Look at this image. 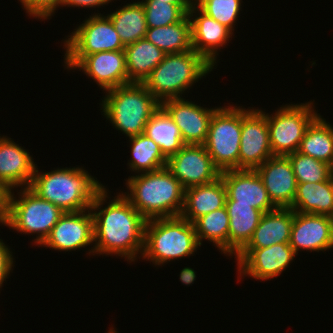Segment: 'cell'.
Masks as SVG:
<instances>
[{
    "label": "cell",
    "instance_id": "obj_31",
    "mask_svg": "<svg viewBox=\"0 0 333 333\" xmlns=\"http://www.w3.org/2000/svg\"><path fill=\"white\" fill-rule=\"evenodd\" d=\"M131 145V158L128 160V169L135 173H146L165 168L167 158L157 145L146 134L128 137Z\"/></svg>",
    "mask_w": 333,
    "mask_h": 333
},
{
    "label": "cell",
    "instance_id": "obj_15",
    "mask_svg": "<svg viewBox=\"0 0 333 333\" xmlns=\"http://www.w3.org/2000/svg\"><path fill=\"white\" fill-rule=\"evenodd\" d=\"M199 15V16H198ZM191 24L193 50L200 54L212 67H216L220 49L225 48L233 32L205 14L194 2L188 12Z\"/></svg>",
    "mask_w": 333,
    "mask_h": 333
},
{
    "label": "cell",
    "instance_id": "obj_33",
    "mask_svg": "<svg viewBox=\"0 0 333 333\" xmlns=\"http://www.w3.org/2000/svg\"><path fill=\"white\" fill-rule=\"evenodd\" d=\"M297 183H316L329 180L331 177L329 164L316 160L298 151L287 155Z\"/></svg>",
    "mask_w": 333,
    "mask_h": 333
},
{
    "label": "cell",
    "instance_id": "obj_28",
    "mask_svg": "<svg viewBox=\"0 0 333 333\" xmlns=\"http://www.w3.org/2000/svg\"><path fill=\"white\" fill-rule=\"evenodd\" d=\"M144 134L159 145L162 154L167 159L185 145L180 129L161 106L150 117Z\"/></svg>",
    "mask_w": 333,
    "mask_h": 333
},
{
    "label": "cell",
    "instance_id": "obj_19",
    "mask_svg": "<svg viewBox=\"0 0 333 333\" xmlns=\"http://www.w3.org/2000/svg\"><path fill=\"white\" fill-rule=\"evenodd\" d=\"M255 170L261 177L272 203L279 208H290L298 183L289 158L272 156Z\"/></svg>",
    "mask_w": 333,
    "mask_h": 333
},
{
    "label": "cell",
    "instance_id": "obj_27",
    "mask_svg": "<svg viewBox=\"0 0 333 333\" xmlns=\"http://www.w3.org/2000/svg\"><path fill=\"white\" fill-rule=\"evenodd\" d=\"M145 38L166 54L193 50L191 24L188 14L178 23L147 28Z\"/></svg>",
    "mask_w": 333,
    "mask_h": 333
},
{
    "label": "cell",
    "instance_id": "obj_4",
    "mask_svg": "<svg viewBox=\"0 0 333 333\" xmlns=\"http://www.w3.org/2000/svg\"><path fill=\"white\" fill-rule=\"evenodd\" d=\"M105 92L100 110L127 137L144 133L150 117L161 106L143 83L131 82Z\"/></svg>",
    "mask_w": 333,
    "mask_h": 333
},
{
    "label": "cell",
    "instance_id": "obj_5",
    "mask_svg": "<svg viewBox=\"0 0 333 333\" xmlns=\"http://www.w3.org/2000/svg\"><path fill=\"white\" fill-rule=\"evenodd\" d=\"M199 247L194 224L181 216L146 222L142 258L155 266L190 257Z\"/></svg>",
    "mask_w": 333,
    "mask_h": 333
},
{
    "label": "cell",
    "instance_id": "obj_13",
    "mask_svg": "<svg viewBox=\"0 0 333 333\" xmlns=\"http://www.w3.org/2000/svg\"><path fill=\"white\" fill-rule=\"evenodd\" d=\"M166 168L185 189L210 183L221 174L203 144H185L167 159Z\"/></svg>",
    "mask_w": 333,
    "mask_h": 333
},
{
    "label": "cell",
    "instance_id": "obj_3",
    "mask_svg": "<svg viewBox=\"0 0 333 333\" xmlns=\"http://www.w3.org/2000/svg\"><path fill=\"white\" fill-rule=\"evenodd\" d=\"M125 184L121 193L146 220L181 215L185 188L166 167L129 176Z\"/></svg>",
    "mask_w": 333,
    "mask_h": 333
},
{
    "label": "cell",
    "instance_id": "obj_26",
    "mask_svg": "<svg viewBox=\"0 0 333 333\" xmlns=\"http://www.w3.org/2000/svg\"><path fill=\"white\" fill-rule=\"evenodd\" d=\"M292 210L333 217V189L331 178L323 182L298 183Z\"/></svg>",
    "mask_w": 333,
    "mask_h": 333
},
{
    "label": "cell",
    "instance_id": "obj_32",
    "mask_svg": "<svg viewBox=\"0 0 333 333\" xmlns=\"http://www.w3.org/2000/svg\"><path fill=\"white\" fill-rule=\"evenodd\" d=\"M197 240L213 242L222 254L228 256L229 216L226 207L212 211L198 218L194 223Z\"/></svg>",
    "mask_w": 333,
    "mask_h": 333
},
{
    "label": "cell",
    "instance_id": "obj_25",
    "mask_svg": "<svg viewBox=\"0 0 333 333\" xmlns=\"http://www.w3.org/2000/svg\"><path fill=\"white\" fill-rule=\"evenodd\" d=\"M124 51L128 83H143L166 54L146 38L126 45Z\"/></svg>",
    "mask_w": 333,
    "mask_h": 333
},
{
    "label": "cell",
    "instance_id": "obj_18",
    "mask_svg": "<svg viewBox=\"0 0 333 333\" xmlns=\"http://www.w3.org/2000/svg\"><path fill=\"white\" fill-rule=\"evenodd\" d=\"M220 177L226 187V201L251 205L263 213L277 208L270 200L264 183L256 170H226L221 172Z\"/></svg>",
    "mask_w": 333,
    "mask_h": 333
},
{
    "label": "cell",
    "instance_id": "obj_40",
    "mask_svg": "<svg viewBox=\"0 0 333 333\" xmlns=\"http://www.w3.org/2000/svg\"><path fill=\"white\" fill-rule=\"evenodd\" d=\"M179 279L183 284L190 286L196 280V272L190 267H185L181 270Z\"/></svg>",
    "mask_w": 333,
    "mask_h": 333
},
{
    "label": "cell",
    "instance_id": "obj_38",
    "mask_svg": "<svg viewBox=\"0 0 333 333\" xmlns=\"http://www.w3.org/2000/svg\"><path fill=\"white\" fill-rule=\"evenodd\" d=\"M114 0H63L62 7L99 8Z\"/></svg>",
    "mask_w": 333,
    "mask_h": 333
},
{
    "label": "cell",
    "instance_id": "obj_29",
    "mask_svg": "<svg viewBox=\"0 0 333 333\" xmlns=\"http://www.w3.org/2000/svg\"><path fill=\"white\" fill-rule=\"evenodd\" d=\"M124 46L146 36L147 25L142 2H132L107 14Z\"/></svg>",
    "mask_w": 333,
    "mask_h": 333
},
{
    "label": "cell",
    "instance_id": "obj_17",
    "mask_svg": "<svg viewBox=\"0 0 333 333\" xmlns=\"http://www.w3.org/2000/svg\"><path fill=\"white\" fill-rule=\"evenodd\" d=\"M289 244L296 255L301 250L319 252L333 248L332 217L294 211Z\"/></svg>",
    "mask_w": 333,
    "mask_h": 333
},
{
    "label": "cell",
    "instance_id": "obj_21",
    "mask_svg": "<svg viewBox=\"0 0 333 333\" xmlns=\"http://www.w3.org/2000/svg\"><path fill=\"white\" fill-rule=\"evenodd\" d=\"M30 152L8 136H0V183L9 191L29 187L37 164Z\"/></svg>",
    "mask_w": 333,
    "mask_h": 333
},
{
    "label": "cell",
    "instance_id": "obj_1",
    "mask_svg": "<svg viewBox=\"0 0 333 333\" xmlns=\"http://www.w3.org/2000/svg\"><path fill=\"white\" fill-rule=\"evenodd\" d=\"M105 187L96 194L90 208L94 222L95 245L87 254L116 255L124 257L130 263L135 262L143 253L147 220L122 193L119 192L111 200ZM106 198H110L109 202Z\"/></svg>",
    "mask_w": 333,
    "mask_h": 333
},
{
    "label": "cell",
    "instance_id": "obj_14",
    "mask_svg": "<svg viewBox=\"0 0 333 333\" xmlns=\"http://www.w3.org/2000/svg\"><path fill=\"white\" fill-rule=\"evenodd\" d=\"M94 244V222L90 209L65 212L40 245L58 251H76Z\"/></svg>",
    "mask_w": 333,
    "mask_h": 333
},
{
    "label": "cell",
    "instance_id": "obj_39",
    "mask_svg": "<svg viewBox=\"0 0 333 333\" xmlns=\"http://www.w3.org/2000/svg\"><path fill=\"white\" fill-rule=\"evenodd\" d=\"M9 190L0 183V224L4 225L7 216Z\"/></svg>",
    "mask_w": 333,
    "mask_h": 333
},
{
    "label": "cell",
    "instance_id": "obj_42",
    "mask_svg": "<svg viewBox=\"0 0 333 333\" xmlns=\"http://www.w3.org/2000/svg\"><path fill=\"white\" fill-rule=\"evenodd\" d=\"M329 170H330V174L333 176V155H332V159L329 163Z\"/></svg>",
    "mask_w": 333,
    "mask_h": 333
},
{
    "label": "cell",
    "instance_id": "obj_10",
    "mask_svg": "<svg viewBox=\"0 0 333 333\" xmlns=\"http://www.w3.org/2000/svg\"><path fill=\"white\" fill-rule=\"evenodd\" d=\"M312 101L281 105L275 113H266L274 156H287L298 151L308 125L319 114Z\"/></svg>",
    "mask_w": 333,
    "mask_h": 333
},
{
    "label": "cell",
    "instance_id": "obj_41",
    "mask_svg": "<svg viewBox=\"0 0 333 333\" xmlns=\"http://www.w3.org/2000/svg\"><path fill=\"white\" fill-rule=\"evenodd\" d=\"M166 3L178 5L186 14H188L193 0H159Z\"/></svg>",
    "mask_w": 333,
    "mask_h": 333
},
{
    "label": "cell",
    "instance_id": "obj_20",
    "mask_svg": "<svg viewBox=\"0 0 333 333\" xmlns=\"http://www.w3.org/2000/svg\"><path fill=\"white\" fill-rule=\"evenodd\" d=\"M96 82L98 87L109 89L128 84L125 51H103L85 56L74 68Z\"/></svg>",
    "mask_w": 333,
    "mask_h": 333
},
{
    "label": "cell",
    "instance_id": "obj_9",
    "mask_svg": "<svg viewBox=\"0 0 333 333\" xmlns=\"http://www.w3.org/2000/svg\"><path fill=\"white\" fill-rule=\"evenodd\" d=\"M242 130V106H219L213 113L203 144L221 171L238 169Z\"/></svg>",
    "mask_w": 333,
    "mask_h": 333
},
{
    "label": "cell",
    "instance_id": "obj_30",
    "mask_svg": "<svg viewBox=\"0 0 333 333\" xmlns=\"http://www.w3.org/2000/svg\"><path fill=\"white\" fill-rule=\"evenodd\" d=\"M298 152L330 163L333 155V127L320 114L308 125Z\"/></svg>",
    "mask_w": 333,
    "mask_h": 333
},
{
    "label": "cell",
    "instance_id": "obj_43",
    "mask_svg": "<svg viewBox=\"0 0 333 333\" xmlns=\"http://www.w3.org/2000/svg\"><path fill=\"white\" fill-rule=\"evenodd\" d=\"M110 330L107 332V333H117V331H115V329L114 328H109Z\"/></svg>",
    "mask_w": 333,
    "mask_h": 333
},
{
    "label": "cell",
    "instance_id": "obj_37",
    "mask_svg": "<svg viewBox=\"0 0 333 333\" xmlns=\"http://www.w3.org/2000/svg\"><path fill=\"white\" fill-rule=\"evenodd\" d=\"M14 257L12 251L2 239H0V288H2L4 281L10 276L13 271ZM1 290V289H0Z\"/></svg>",
    "mask_w": 333,
    "mask_h": 333
},
{
    "label": "cell",
    "instance_id": "obj_8",
    "mask_svg": "<svg viewBox=\"0 0 333 333\" xmlns=\"http://www.w3.org/2000/svg\"><path fill=\"white\" fill-rule=\"evenodd\" d=\"M83 22L63 41L64 66L69 70L87 55L125 48L108 15L94 12Z\"/></svg>",
    "mask_w": 333,
    "mask_h": 333
},
{
    "label": "cell",
    "instance_id": "obj_36",
    "mask_svg": "<svg viewBox=\"0 0 333 333\" xmlns=\"http://www.w3.org/2000/svg\"><path fill=\"white\" fill-rule=\"evenodd\" d=\"M28 16L35 19H50L57 7H62L63 0H18Z\"/></svg>",
    "mask_w": 333,
    "mask_h": 333
},
{
    "label": "cell",
    "instance_id": "obj_11",
    "mask_svg": "<svg viewBox=\"0 0 333 333\" xmlns=\"http://www.w3.org/2000/svg\"><path fill=\"white\" fill-rule=\"evenodd\" d=\"M272 156L265 110L242 107L238 169L255 170Z\"/></svg>",
    "mask_w": 333,
    "mask_h": 333
},
{
    "label": "cell",
    "instance_id": "obj_6",
    "mask_svg": "<svg viewBox=\"0 0 333 333\" xmlns=\"http://www.w3.org/2000/svg\"><path fill=\"white\" fill-rule=\"evenodd\" d=\"M213 69L216 68L194 50L165 54L143 84L162 103L182 98L187 89L190 90L194 83L205 78Z\"/></svg>",
    "mask_w": 333,
    "mask_h": 333
},
{
    "label": "cell",
    "instance_id": "obj_2",
    "mask_svg": "<svg viewBox=\"0 0 333 333\" xmlns=\"http://www.w3.org/2000/svg\"><path fill=\"white\" fill-rule=\"evenodd\" d=\"M37 167L28 188L63 212L90 209L96 194L104 187L82 166L56 168L43 173Z\"/></svg>",
    "mask_w": 333,
    "mask_h": 333
},
{
    "label": "cell",
    "instance_id": "obj_7",
    "mask_svg": "<svg viewBox=\"0 0 333 333\" xmlns=\"http://www.w3.org/2000/svg\"><path fill=\"white\" fill-rule=\"evenodd\" d=\"M19 191L21 192L17 193L18 198L13 190L9 191L4 226L21 234H36L33 241L40 247L65 212L51 202L38 197L28 187L21 188Z\"/></svg>",
    "mask_w": 333,
    "mask_h": 333
},
{
    "label": "cell",
    "instance_id": "obj_34",
    "mask_svg": "<svg viewBox=\"0 0 333 333\" xmlns=\"http://www.w3.org/2000/svg\"><path fill=\"white\" fill-rule=\"evenodd\" d=\"M147 28L180 22L187 14L178 6L159 0H142Z\"/></svg>",
    "mask_w": 333,
    "mask_h": 333
},
{
    "label": "cell",
    "instance_id": "obj_24",
    "mask_svg": "<svg viewBox=\"0 0 333 333\" xmlns=\"http://www.w3.org/2000/svg\"><path fill=\"white\" fill-rule=\"evenodd\" d=\"M294 210L279 208L266 212L244 248H265L274 244L289 243Z\"/></svg>",
    "mask_w": 333,
    "mask_h": 333
},
{
    "label": "cell",
    "instance_id": "obj_44",
    "mask_svg": "<svg viewBox=\"0 0 333 333\" xmlns=\"http://www.w3.org/2000/svg\"><path fill=\"white\" fill-rule=\"evenodd\" d=\"M331 183H332V189H333V176L331 175Z\"/></svg>",
    "mask_w": 333,
    "mask_h": 333
},
{
    "label": "cell",
    "instance_id": "obj_22",
    "mask_svg": "<svg viewBox=\"0 0 333 333\" xmlns=\"http://www.w3.org/2000/svg\"><path fill=\"white\" fill-rule=\"evenodd\" d=\"M227 191L221 177L202 185L185 189L181 217L194 223L198 218L225 207Z\"/></svg>",
    "mask_w": 333,
    "mask_h": 333
},
{
    "label": "cell",
    "instance_id": "obj_23",
    "mask_svg": "<svg viewBox=\"0 0 333 333\" xmlns=\"http://www.w3.org/2000/svg\"><path fill=\"white\" fill-rule=\"evenodd\" d=\"M225 207L229 216L228 256H236L251 240L264 213L236 201H226Z\"/></svg>",
    "mask_w": 333,
    "mask_h": 333
},
{
    "label": "cell",
    "instance_id": "obj_35",
    "mask_svg": "<svg viewBox=\"0 0 333 333\" xmlns=\"http://www.w3.org/2000/svg\"><path fill=\"white\" fill-rule=\"evenodd\" d=\"M205 14L234 32L238 20L242 0H194Z\"/></svg>",
    "mask_w": 333,
    "mask_h": 333
},
{
    "label": "cell",
    "instance_id": "obj_16",
    "mask_svg": "<svg viewBox=\"0 0 333 333\" xmlns=\"http://www.w3.org/2000/svg\"><path fill=\"white\" fill-rule=\"evenodd\" d=\"M161 107L170 115L181 131L185 144H204L214 111L185 98L165 100Z\"/></svg>",
    "mask_w": 333,
    "mask_h": 333
},
{
    "label": "cell",
    "instance_id": "obj_12",
    "mask_svg": "<svg viewBox=\"0 0 333 333\" xmlns=\"http://www.w3.org/2000/svg\"><path fill=\"white\" fill-rule=\"evenodd\" d=\"M297 256L289 243L265 248H243L236 256L238 279L250 276L256 280H269L279 276Z\"/></svg>",
    "mask_w": 333,
    "mask_h": 333
}]
</instances>
